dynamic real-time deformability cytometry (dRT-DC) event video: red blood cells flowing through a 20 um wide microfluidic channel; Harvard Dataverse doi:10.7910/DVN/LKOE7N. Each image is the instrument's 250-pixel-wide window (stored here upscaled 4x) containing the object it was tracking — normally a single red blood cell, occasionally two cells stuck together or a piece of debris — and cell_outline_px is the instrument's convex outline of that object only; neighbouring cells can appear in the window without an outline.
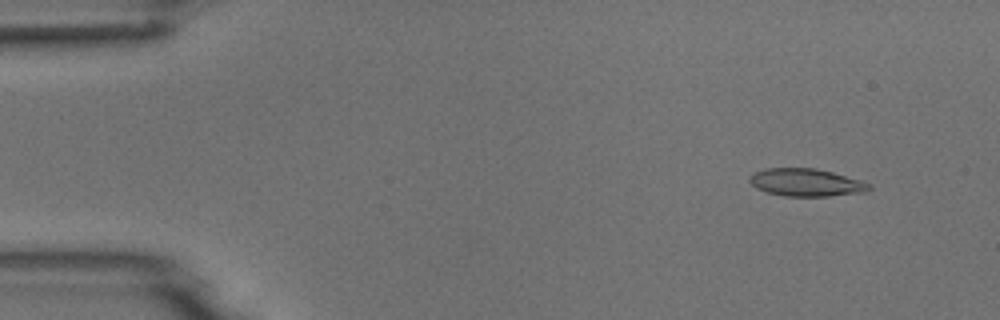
{"species": "common noctule bat (a hibernating species)", "species_latin": "Nyctalus noctula", "temperature_condition": "room temperature", "stored_images_in_passage": 4, "camera_frame_rate_fps": 3000, "um_per_image_px": 0.085, "animal": {"sex": "male", "body_mass_g": 18.8}, "frame": {"image": 1, "passage_image": 2, "time_ms": 1.0, "image_size_px": [1000, 320], "cell_outline_px": [[872, 188], [864, 192], [828, 196], [784, 196], [768, 192], [756, 188], [748, 180], [756, 172], [764, 168], [816, 168], [832, 172], [860, 180], [872, 184]], "centroid_in_image_um": [68.54, 15.51], "position_along_channel_um": 16.5, "area_um2": 19.13}}